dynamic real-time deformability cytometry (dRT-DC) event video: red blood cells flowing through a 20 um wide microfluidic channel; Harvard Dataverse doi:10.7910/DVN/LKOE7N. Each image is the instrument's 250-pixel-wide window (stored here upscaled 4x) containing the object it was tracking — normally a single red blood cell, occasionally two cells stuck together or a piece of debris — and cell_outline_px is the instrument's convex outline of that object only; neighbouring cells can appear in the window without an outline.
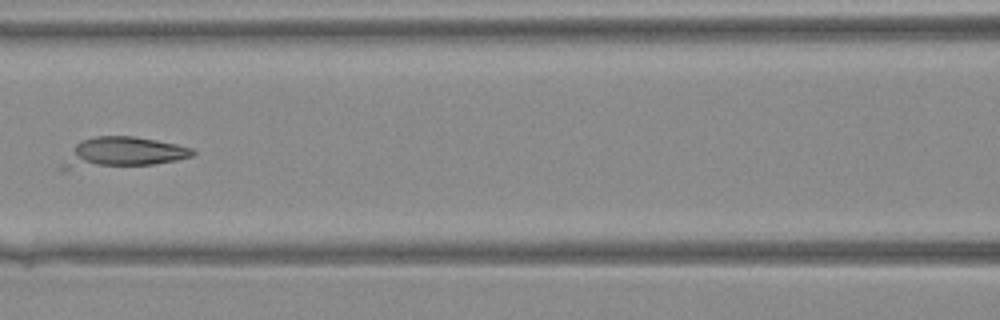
{"species": "Egyptian fruit bat (a non-hibernating species)", "species_latin": "Rousettus aegyptiacus", "temperature_condition": "warm", "stored_images_in_passage": 29, "camera_frame_rate_fps": 3000, "um_per_image_px": 0.085, "animal": {"sex": "female"}, "frame": {"image": 1, "passage_image": 19, "time_ms": 6.0, "image_size_px": [1000, 320], "cell_outline_px": [[196, 152], [192, 156], [176, 160], [152, 164], [68, 168], [60, 168], [60, 164], [72, 148], [80, 140], [96, 136], [132, 136], [156, 140], [176, 144], [192, 148]], "centroid_in_image_um": [10.44, 12.93], "position_along_channel_um": 156.2, "area_um2": 22.43}}